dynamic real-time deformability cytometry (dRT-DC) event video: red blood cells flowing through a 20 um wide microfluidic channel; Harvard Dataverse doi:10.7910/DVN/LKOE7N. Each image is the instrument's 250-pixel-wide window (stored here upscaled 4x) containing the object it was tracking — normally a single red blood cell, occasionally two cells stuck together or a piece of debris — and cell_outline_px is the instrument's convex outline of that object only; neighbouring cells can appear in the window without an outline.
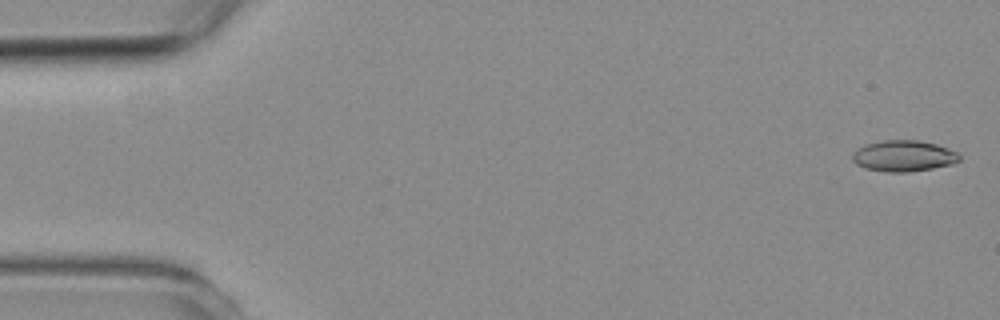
{"species": "common noctule bat (a hibernating species)", "species_latin": "Nyctalus noctula", "temperature_condition": "room temperature", "stored_images_in_passage": 29, "camera_frame_rate_fps": 3000, "um_per_image_px": 0.085, "animal": {"sex": "female", "body_mass_g": 19.3, "forearm_length_mm": 54.1}, "frame": {"image": 1, "passage_image": 2, "time_ms": 0.333, "image_size_px": [1000, 320], "cell_outline_px": [[960, 160], [952, 164], [932, 168], [908, 172], [888, 172], [864, 168], [856, 164], [852, 160], [852, 152], [868, 144], [884, 140], [916, 140], [936, 144], [948, 148], [956, 152], [960, 156]], "centroid_in_image_um": [76.8, 13.26], "position_along_channel_um": 8.2, "area_um2": 19.25}}
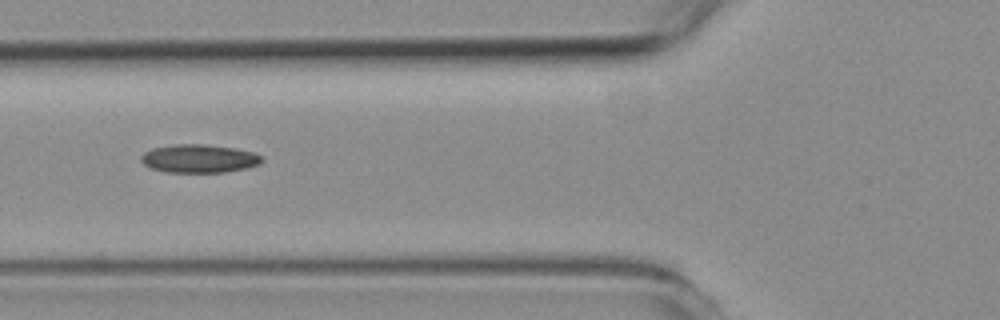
{"frame": {"image": 2, "passage_image": 22, "time_ms": 7.0, "image_size_px": [1000, 320], "cell_outline_px": [[264, 160], [260, 164], [248, 168], [224, 172], [164, 172], [148, 168], [140, 160], [140, 156], [144, 152], [152, 148], [176, 144], [204, 144], [236, 148], [252, 152], [260, 156]], "centroid_in_image_um": [16.9, 13.48], "position_along_channel_um": 108.9, "area_um2": 20.11}}
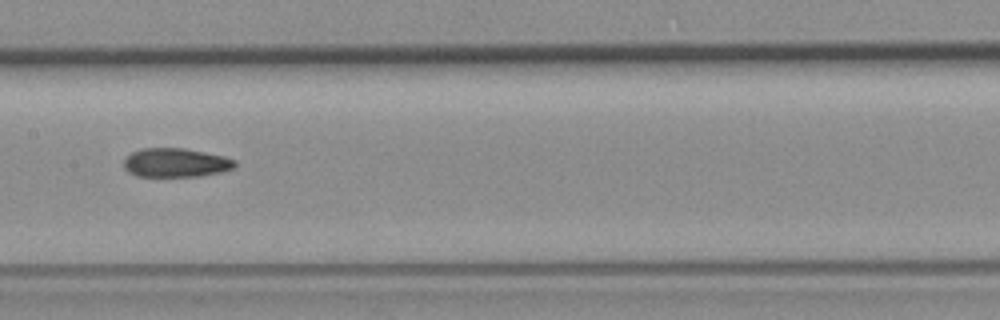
{"frame": {"image": 3, "passage_image": 29, "time_ms": 9.333, "image_size_px": [1000, 320], "cell_outline_px": [[236, 164], [232, 168], [220, 172], [200, 176], [136, 176], [128, 172], [124, 168], [124, 160], [132, 152], [140, 148], [184, 148], [224, 156], [236, 160]], "centroid_in_image_um": [14.92, 13.82], "position_along_channel_um": 192.5, "area_um2": 18.67}}